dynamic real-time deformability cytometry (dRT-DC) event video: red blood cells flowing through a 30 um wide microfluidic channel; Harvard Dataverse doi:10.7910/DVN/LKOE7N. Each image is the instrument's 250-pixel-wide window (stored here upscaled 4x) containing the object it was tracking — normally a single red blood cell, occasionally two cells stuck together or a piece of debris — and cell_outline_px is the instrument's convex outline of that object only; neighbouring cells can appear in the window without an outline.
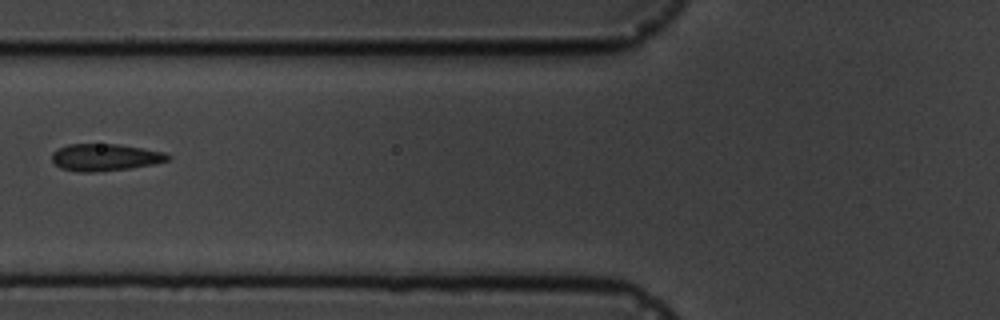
{"species": "common noctule bat (a hibernating species)", "species_latin": "Nyctalus noctula", "temperature_condition": "cold", "stored_images_in_passage": 4, "camera_frame_rate_fps": 3000, "um_per_image_px": 0.085, "animal": {"sex": "male", "body_mass_g": 19.5, "forearm_length_mm": 54.6}, "frame": {"image": 1, "passage_image": 4, "time_ms": 3.667, "image_size_px": [1000, 320], "cell_outline_px": [[172, 156], [168, 160], [152, 164], [128, 168], [92, 172], [80, 172], [60, 168], [52, 160], [52, 152], [56, 148], [68, 144], [120, 144], [144, 148], [164, 152]], "centroid_in_image_um": [8.91, 13.36], "position_along_channel_um": 116.9, "area_um2": 18.26}}